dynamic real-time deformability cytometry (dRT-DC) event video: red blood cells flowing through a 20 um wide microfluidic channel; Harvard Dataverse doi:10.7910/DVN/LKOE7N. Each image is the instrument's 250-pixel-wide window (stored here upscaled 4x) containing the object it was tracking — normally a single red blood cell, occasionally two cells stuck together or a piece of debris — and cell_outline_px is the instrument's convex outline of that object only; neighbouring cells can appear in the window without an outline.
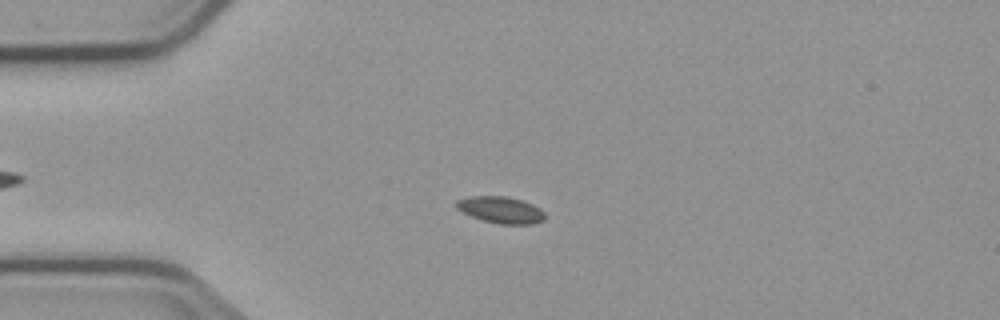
{"species": "common noctule bat (a hibernating species)", "species_latin": "Nyctalus noctula", "temperature_condition": "cold", "stored_images_in_passage": 5, "camera_frame_rate_fps": 3000, "um_per_image_px": 0.085, "animal": {"sex": "male", "body_mass_g": 23.1, "forearm_length_mm": 52.7}, "frame": {"image": 1, "passage_image": 5, "time_ms": 4.667, "image_size_px": [1000, 320], "cell_outline_px": [[544, 220], [532, 224], [500, 224], [484, 220], [472, 216], [456, 208], [456, 200], [472, 196], [504, 196], [520, 200], [532, 204], [540, 208], [544, 212]], "centroid_in_image_um": [42.58, 17.84], "position_along_channel_um": 42.4, "area_um2": 13.53}}